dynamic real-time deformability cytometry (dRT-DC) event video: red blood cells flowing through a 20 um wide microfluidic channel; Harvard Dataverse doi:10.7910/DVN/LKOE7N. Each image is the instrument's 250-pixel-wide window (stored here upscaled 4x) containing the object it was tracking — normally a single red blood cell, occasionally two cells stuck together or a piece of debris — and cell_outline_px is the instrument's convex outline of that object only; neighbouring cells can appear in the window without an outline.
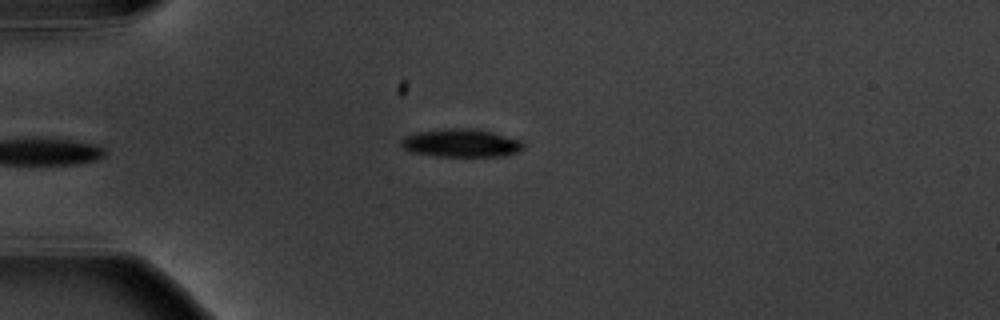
{"species": "common noctule bat (a hibernating species)", "species_latin": "Nyctalus noctula", "temperature_condition": "warm", "stored_images_in_passage": 14, "camera_frame_rate_fps": 3000, "um_per_image_px": 0.085, "animal": {"sex": "male", "body_mass_g": 20.1, "forearm_length_mm": 53.5}, "frame": {"image": 1, "passage_image": 3, "time_ms": 3.333, "image_size_px": [1000, 320], "cell_outline_px": [[528, 144], [524, 148], [516, 152], [504, 156], [436, 156], [408, 152], [400, 144], [400, 140], [404, 136], [416, 132], [448, 128], [476, 128], [524, 140]], "centroid_in_image_um": [39.22, 12.15], "position_along_channel_um": 45.8, "area_um2": 20.46}}
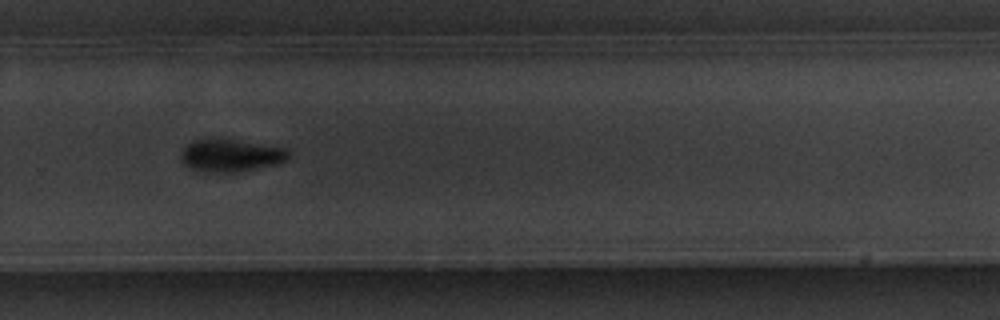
{"frame": {"image": 2, "passage_image": 10, "time_ms": 11.333, "image_size_px": [1000, 320], "cell_outline_px": [[288, 160], [276, 164], [240, 172], [200, 172], [188, 168], [180, 160], [180, 152], [188, 144], [196, 140], [232, 140], [288, 148]], "centroid_in_image_um": [19.59, 13.25], "position_along_channel_um": 310.2, "area_um2": 20.23}}
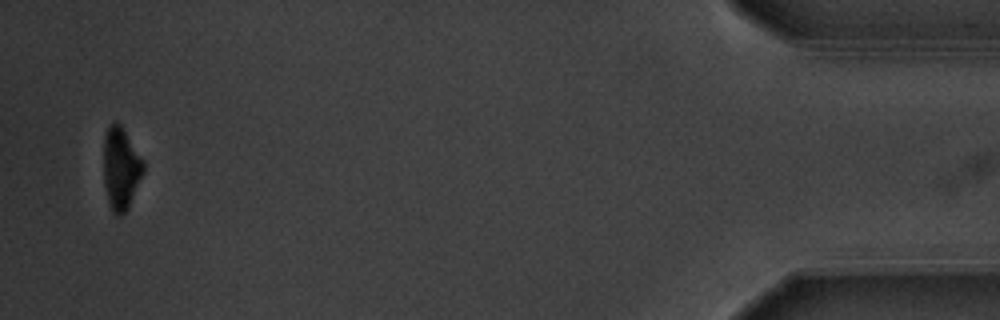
{"frame": {"image": 3, "passage_image": 14, "time_ms": 16.667, "image_size_px": [1000, 320], "cell_outline_px": [[144, 172], [128, 208], [120, 216], [116, 216], [112, 212], [108, 204], [104, 184], [104, 136], [108, 124], [120, 124], [144, 160]], "centroid_in_image_um": [10.27, 14.35], "position_along_channel_um": 424.9, "area_um2": 19.13}, "authors_computed_cell_mechanics": {"area_um2": 21.0103, "velocity_mm_per_s": 3.5934, "shape_relaxation_time_tau1_ms": 1.5157, "shape_relaxation_time_tau2_ms": null, "deformation_change_tau1": 0.0948, "deformation_change_tau2": null}}